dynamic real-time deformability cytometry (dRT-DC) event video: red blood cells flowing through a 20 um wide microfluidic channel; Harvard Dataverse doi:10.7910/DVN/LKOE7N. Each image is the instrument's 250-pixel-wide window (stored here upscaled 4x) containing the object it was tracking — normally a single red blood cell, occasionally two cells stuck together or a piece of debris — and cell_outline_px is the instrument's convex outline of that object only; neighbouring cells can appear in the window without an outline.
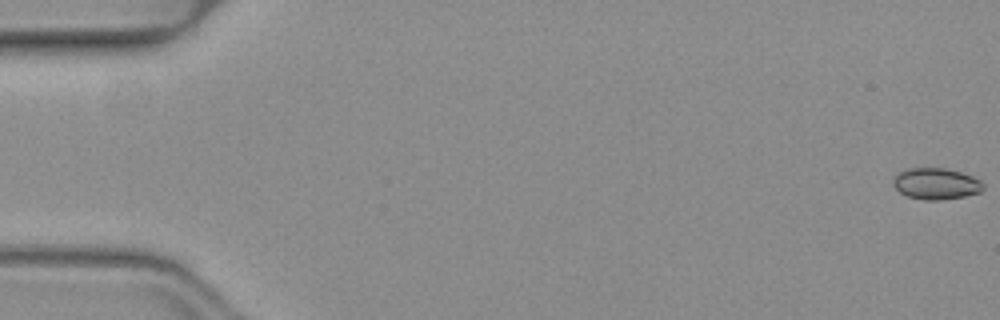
{"species": "common noctule bat (a hibernating species)", "species_latin": "Nyctalus noctula", "temperature_condition": "warm", "stored_images_in_passage": 52, "camera_frame_rate_fps": 3000, "um_per_image_px": 0.085, "animal": {"sex": "female", "body_mass_g": 19.3, "forearm_length_mm": 54.1}, "frame": {"image": 1, "passage_image": 1, "time_ms": 0.0, "image_size_px": [1000, 320], "cell_outline_px": [[984, 188], [980, 192], [964, 196], [940, 200], [924, 200], [908, 196], [900, 192], [892, 184], [892, 180], [900, 172], [908, 168], [944, 168], [960, 172], [972, 176], [980, 180], [984, 184]], "centroid_in_image_um": [79.57, 15.62], "position_along_channel_um": 5.4, "area_um2": 16.36}}
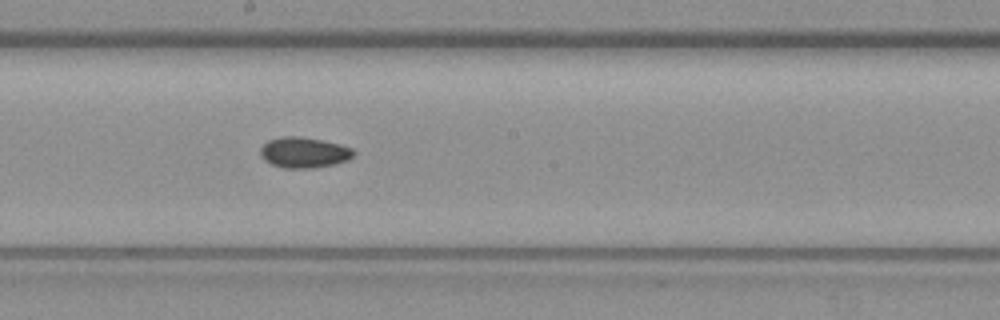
{"frame": {"image": 2, "passage_image": 29, "time_ms": 9.333, "image_size_px": [1000, 320], "cell_outline_px": [[356, 152], [348, 160], [336, 164], [312, 168], [284, 168], [272, 164], [264, 160], [260, 156], [260, 148], [268, 140], [280, 136], [300, 136], [340, 144], [352, 148]], "centroid_in_image_um": [25.83, 12.96], "position_along_channel_um": 222.4, "area_um2": 16.76}}
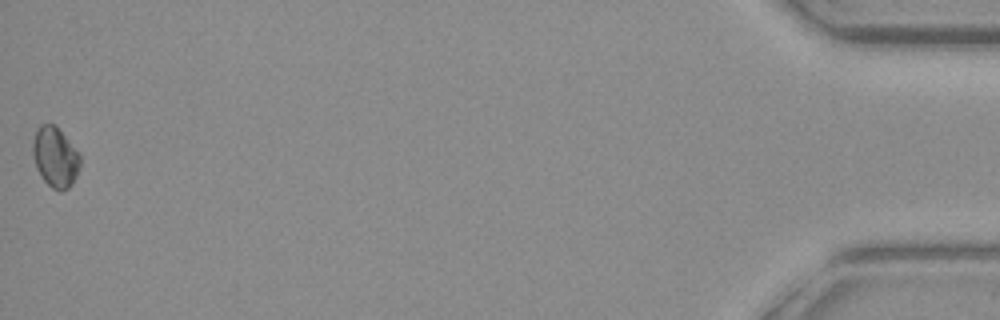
{"frame": {"image": 3, "passage_image": 52, "time_ms": 17.0, "image_size_px": [1000, 320], "cell_outline_px": [[80, 168], [72, 184], [68, 188], [60, 192], [52, 188], [40, 176], [36, 168], [32, 152], [32, 140], [36, 128], [40, 124], [56, 124], [80, 156]], "centroid_in_image_um": [4.67, 13.35], "position_along_channel_um": 430.5, "area_um2": 16.76}}